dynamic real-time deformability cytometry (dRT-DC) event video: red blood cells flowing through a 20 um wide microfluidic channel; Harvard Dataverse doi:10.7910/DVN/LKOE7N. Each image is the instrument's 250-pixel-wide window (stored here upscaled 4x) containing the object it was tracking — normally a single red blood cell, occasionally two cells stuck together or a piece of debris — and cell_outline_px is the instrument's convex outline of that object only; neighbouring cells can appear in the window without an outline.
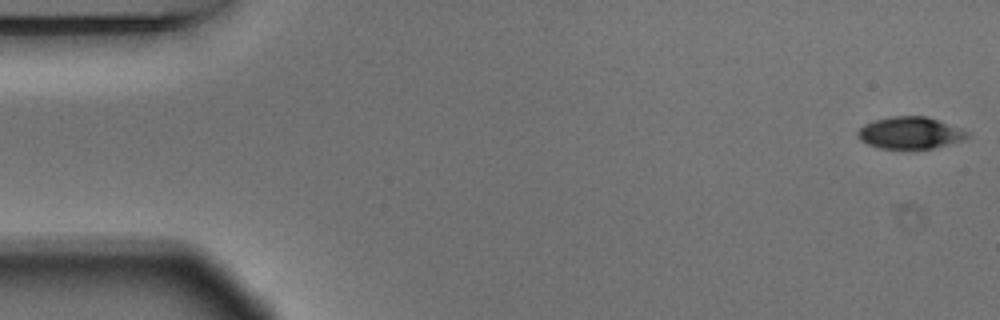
{"species": "Egyptian fruit bat (a non-hibernating species)", "species_latin": "Rousettus aegyptiacus", "temperature_condition": "warm", "stored_images_in_passage": 54, "camera_frame_rate_fps": 3000, "um_per_image_px": 0.085, "animal": {"sex": "male"}, "frame": {"image": 1, "passage_image": 1, "time_ms": 0.0, "image_size_px": [1000, 320], "cell_outline_px": [[972, 136], [964, 140], [932, 148], [912, 152], [880, 148], [868, 144], [860, 140], [856, 136], [856, 132], [864, 124], [876, 120], [892, 116], [928, 116], [972, 132]], "centroid_in_image_um": [77.4, 11.33], "position_along_channel_um": 7.6, "area_um2": 21.27}}
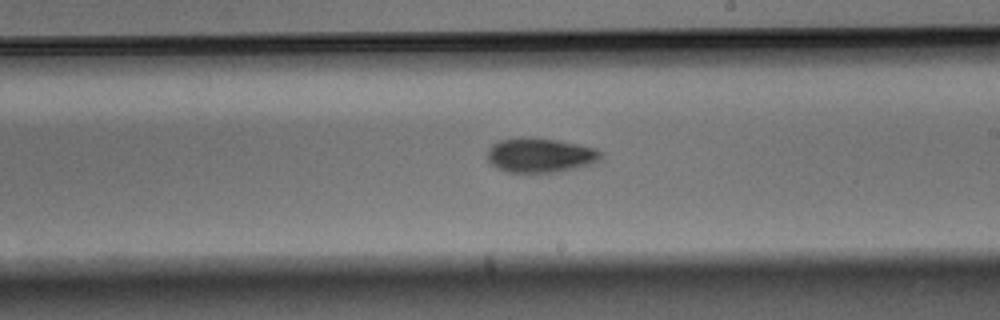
{"frame": {"image": 2, "passage_image": 31, "time_ms": 10.0, "image_size_px": [1000, 320], "cell_outline_px": [[604, 152], [600, 160], [596, 164], [560, 172], [508, 172], [496, 168], [488, 160], [488, 148], [492, 144], [500, 140], [528, 136], [556, 140], [596, 148]], "centroid_in_image_um": [45.97, 13.2], "position_along_channel_um": 243.0, "area_um2": 23.18}}
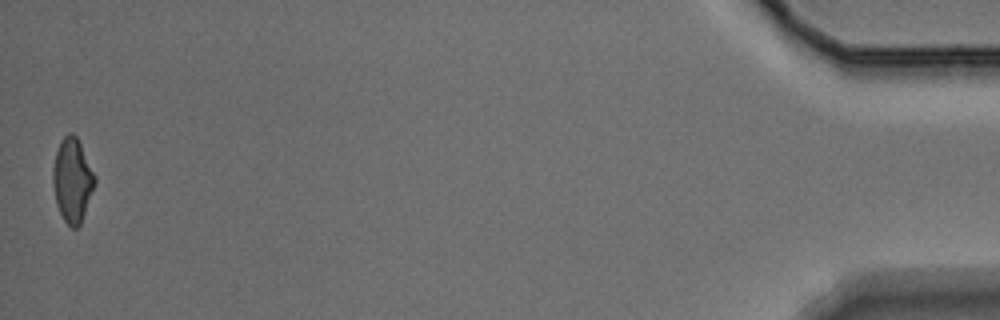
{"frame": {"image": 3, "passage_image": 54, "time_ms": 17.667, "image_size_px": [1000, 320], "cell_outline_px": [[96, 184], [80, 224], [76, 228], [72, 228], [64, 220], [56, 204], [52, 180], [52, 168], [56, 152], [60, 140], [68, 132], [72, 132], [76, 136], [96, 176]], "centroid_in_image_um": [6.15, 15.3], "position_along_channel_um": 429.1, "area_um2": 20.52}, "authors_computed_cell_mechanics": {"area_um2": 21.8195, "velocity_mm_per_s": 3.6816, "shape_relaxation_time_tau1_ms": 3.7338, "shape_relaxation_time_tau2_ms": 7.4389, "deformation_change_tau1": 0.1378, "deformation_change_tau2": 0.1454}}